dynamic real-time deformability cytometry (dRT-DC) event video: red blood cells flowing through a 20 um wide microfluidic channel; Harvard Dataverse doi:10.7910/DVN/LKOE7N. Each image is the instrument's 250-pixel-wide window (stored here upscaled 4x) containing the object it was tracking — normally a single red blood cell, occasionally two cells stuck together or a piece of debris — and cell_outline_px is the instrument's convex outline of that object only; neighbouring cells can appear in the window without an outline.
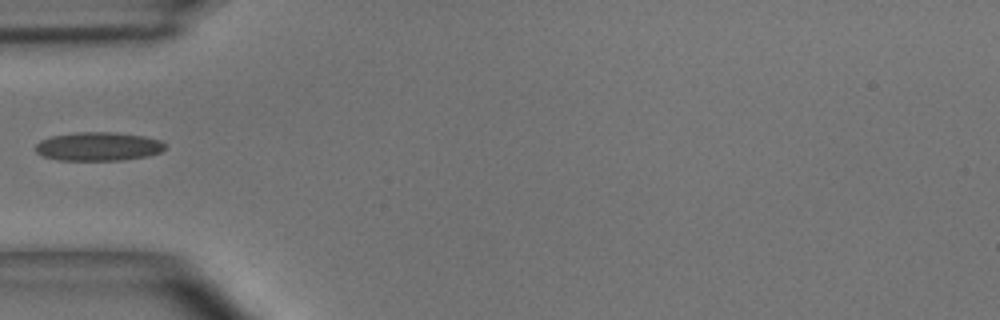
{"species": "common noctule bat (a hibernating species)", "species_latin": "Nyctalus noctula", "temperature_condition": "room temperature", "stored_images_in_passage": 38, "camera_frame_rate_fps": 3000, "um_per_image_px": 0.085, "animal": {"sex": "male", "body_mass_g": 15.6}, "frame": {"image": 1, "passage_image": 1, "time_ms": 0.0, "image_size_px": [1000, 320], "cell_outline_px": [[164, 148], [160, 152], [148, 156], [120, 160], [60, 160], [44, 156], [36, 152], [36, 144], [40, 140], [52, 136], [72, 132], [116, 132], [144, 136], [160, 140], [164, 144]], "centroid_in_image_um": [8.34, 12.44], "position_along_channel_um": 76.7, "area_um2": 21.62}}
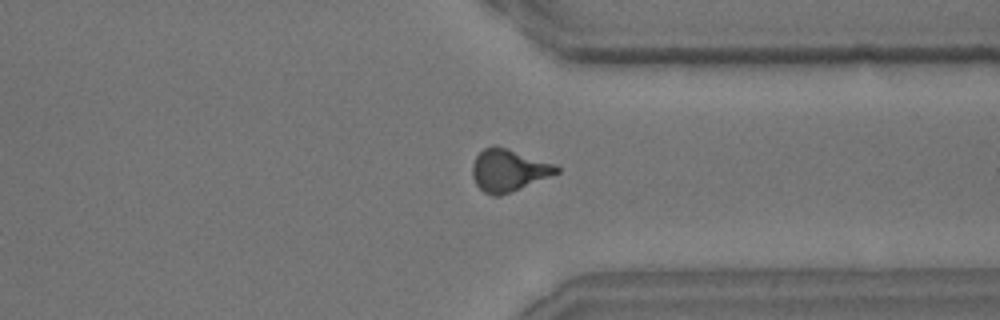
{"frame": {"image": 2, "passage_image": 25, "time_ms": 8.0, "image_size_px": [1000, 320], "cell_outline_px": [[560, 172], [500, 196], [492, 196], [484, 192], [476, 184], [472, 176], [472, 164], [476, 156], [484, 148], [492, 144], [496, 144], [556, 164], [560, 168]], "centroid_in_image_um": [43.21, 14.45], "position_along_channel_um": 368.2, "area_um2": 20.81}}
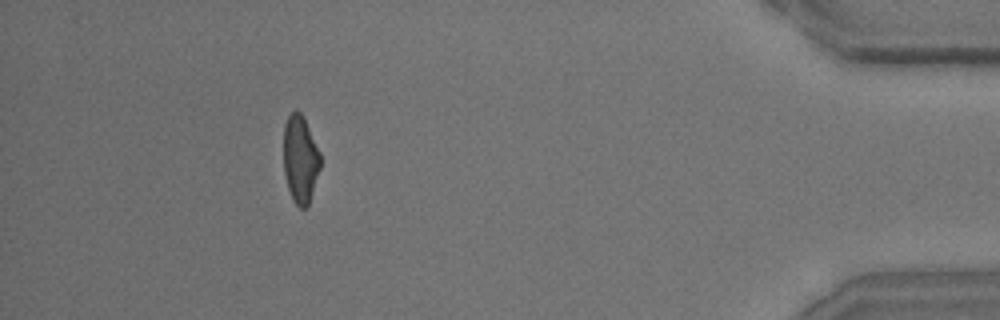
{"frame": {"image": 3, "passage_image": 33, "time_ms": 10.667, "image_size_px": [1000, 320], "cell_outline_px": [[320, 168], [308, 204], [304, 208], [300, 208], [292, 200], [288, 188], [284, 172], [284, 124], [288, 116], [296, 108], [304, 116], [320, 152]], "centroid_in_image_um": [25.52, 13.49], "position_along_channel_um": 409.7, "area_um2": 18.79}}